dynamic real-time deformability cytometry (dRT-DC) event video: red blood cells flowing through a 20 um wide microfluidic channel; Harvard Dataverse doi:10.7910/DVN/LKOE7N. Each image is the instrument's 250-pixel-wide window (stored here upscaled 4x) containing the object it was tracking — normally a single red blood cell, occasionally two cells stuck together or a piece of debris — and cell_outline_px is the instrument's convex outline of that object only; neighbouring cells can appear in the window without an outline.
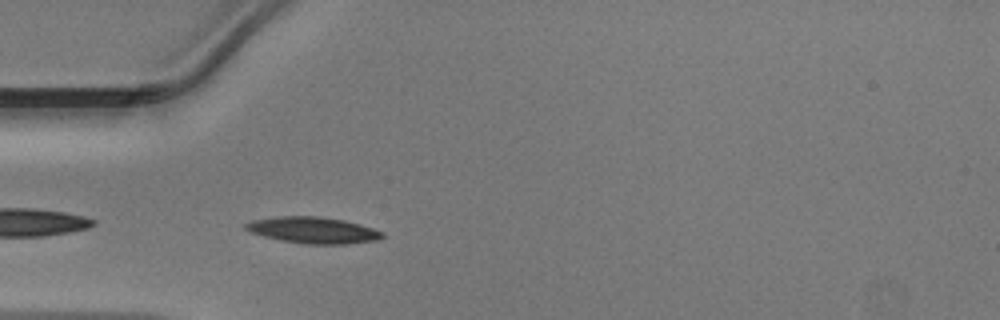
{"species": "Egyptian fruit bat (a non-hibernating species)", "species_latin": "Rousettus aegyptiacus", "temperature_condition": "warm", "stored_images_in_passage": 23, "camera_frame_rate_fps": 3000, "um_per_image_px": 0.085, "animal": {"sex": "male"}, "frame": {"image": 1, "passage_image": 2, "time_ms": 0.333, "image_size_px": [1000, 320], "cell_outline_px": [[384, 236], [376, 240], [344, 244], [308, 244], [284, 240], [264, 236], [252, 232], [244, 228], [244, 224], [252, 220], [276, 216], [320, 216], [344, 220], [360, 224], [384, 232]], "centroid_in_image_um": [26.62, 19.55], "position_along_channel_um": 58.4, "area_um2": 20.81}}
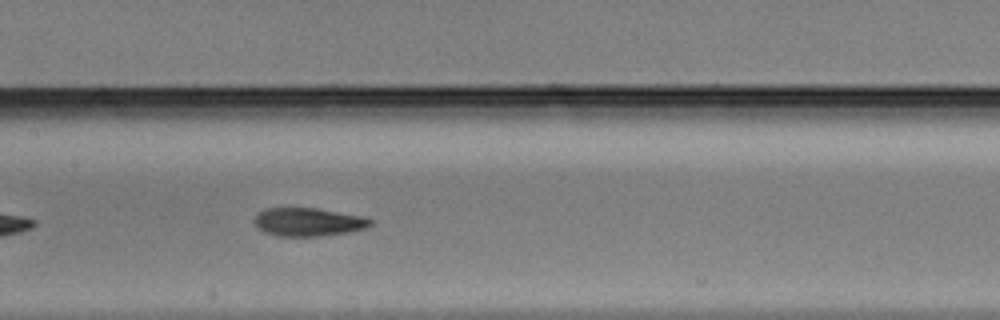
{"frame": {"image": 2, "passage_image": 11, "time_ms": 3.333, "image_size_px": [1000, 320], "cell_outline_px": [[372, 224], [364, 228], [348, 232], [320, 236], [280, 236], [264, 232], [256, 228], [252, 220], [264, 208], [316, 208], [360, 216], [372, 220]], "centroid_in_image_um": [26.13, 18.87], "position_along_channel_um": 181.3, "area_um2": 19.02}}
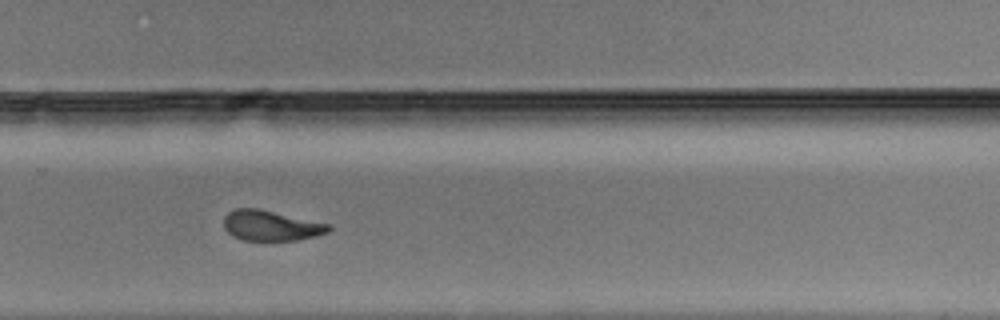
{"frame": {"image": 3, "passage_image": 20, "time_ms": 6.333, "image_size_px": [1000, 320], "cell_outline_px": [[332, 228], [328, 232], [316, 236], [296, 240], [240, 240], [232, 236], [224, 228], [224, 216], [228, 212], [236, 208], [256, 208], [332, 224]], "centroid_in_image_um": [23.03, 19.18], "position_along_channel_um": 306.8, "area_um2": 18.61}}